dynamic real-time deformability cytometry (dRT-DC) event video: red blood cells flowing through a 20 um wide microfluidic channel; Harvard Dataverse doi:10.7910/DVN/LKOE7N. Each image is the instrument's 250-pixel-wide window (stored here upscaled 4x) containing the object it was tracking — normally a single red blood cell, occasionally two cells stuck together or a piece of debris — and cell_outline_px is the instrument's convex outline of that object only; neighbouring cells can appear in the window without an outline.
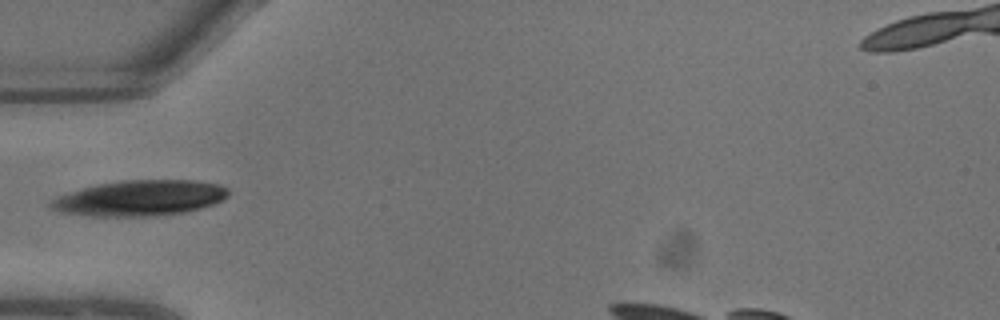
{"species": "common noctule bat (a hibernating species)", "species_latin": "Nyctalus noctula", "temperature_condition": "warm", "stored_images_in_passage": 9, "camera_frame_rate_fps": 3000, "um_per_image_px": 0.085, "animal": {"sex": "male", "body_mass_g": 13.3}, "frame": {"image": 1, "passage_image": 7, "time_ms": 2.0, "image_size_px": [1000, 320], "cell_outline_px": [[228, 196], [224, 200], [216, 204], [184, 212], [156, 216], [88, 216], [60, 212], [52, 208], [48, 204], [52, 200], [60, 196], [96, 184], [124, 180], [192, 180], [220, 184], [228, 188]], "centroid_in_image_um": [11.95, 16.84], "position_along_channel_um": 73.0, "area_um2": 36.76}}
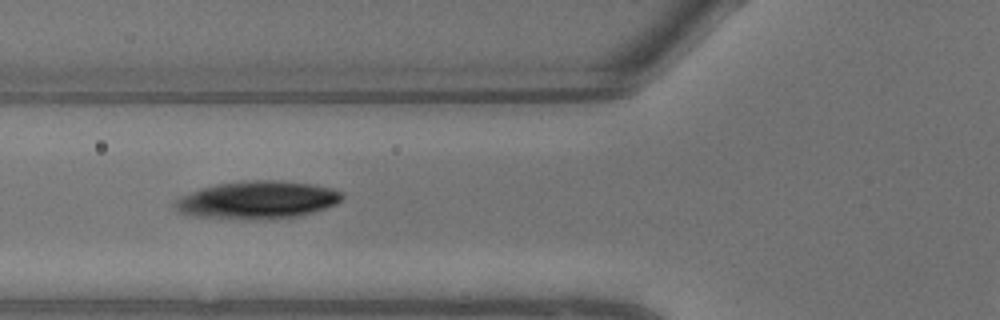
{"frame": {"image": 2, "passage_image": 8, "time_ms": 2.333, "image_size_px": [1000, 320], "cell_outline_px": [[344, 200], [336, 204], [312, 212], [296, 216], [276, 220], [256, 220], [192, 216], [176, 212], [172, 208], [172, 204], [180, 196], [200, 188], [216, 184], [252, 180], [276, 180], [312, 184], [332, 188], [340, 192], [344, 196]], "centroid_in_image_um": [21.84, 17.01], "position_along_channel_um": 104.0, "area_um2": 37.22}}